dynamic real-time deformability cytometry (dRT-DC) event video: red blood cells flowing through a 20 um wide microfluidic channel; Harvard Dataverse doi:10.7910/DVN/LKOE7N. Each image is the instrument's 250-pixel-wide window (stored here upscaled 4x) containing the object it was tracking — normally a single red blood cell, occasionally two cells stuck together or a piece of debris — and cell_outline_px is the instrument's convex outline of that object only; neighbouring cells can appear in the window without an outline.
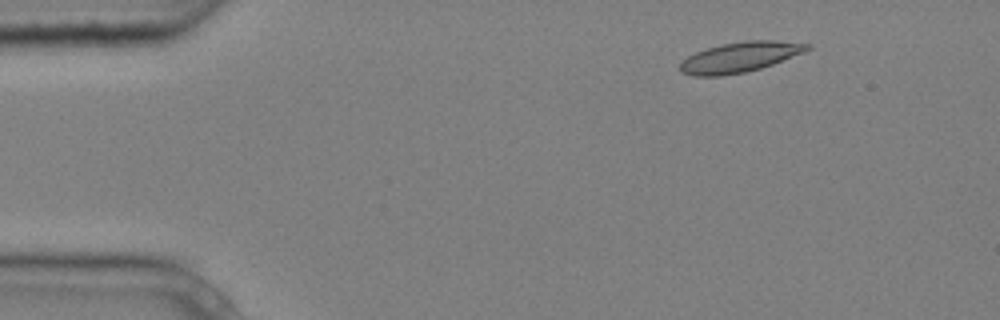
{"species": "common noctule bat (a hibernating species)", "species_latin": "Nyctalus noctula", "temperature_condition": "cold", "stored_images_in_passage": 7, "camera_frame_rate_fps": 3000, "um_per_image_px": 0.085, "animal": {"sex": "male", "body_mass_g": 20.4}, "frame": {"image": 1, "passage_image": 2, "time_ms": 0.333, "image_size_px": [1000, 320], "cell_outline_px": [[812, 48], [804, 52], [772, 64], [760, 68], [744, 72], [720, 76], [692, 76], [680, 72], [680, 60], [696, 52], [720, 44], [744, 40], [776, 40], [812, 44]], "centroid_in_image_um": [62.87, 4.85], "position_along_channel_um": 22.1, "area_um2": 22.48}}
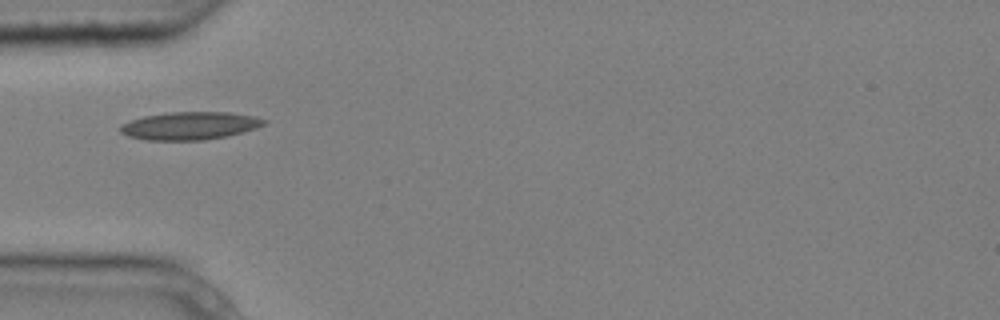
{"frame": {"image": 2, "passage_image": 5, "time_ms": 1.333, "image_size_px": [1000, 320], "cell_outline_px": [[268, 120], [264, 124], [256, 128], [228, 136], [204, 140], [144, 140], [128, 136], [120, 132], [120, 124], [144, 116], [168, 112], [228, 112], [256, 116]], "centroid_in_image_um": [16.14, 10.69], "position_along_channel_um": 68.9, "area_um2": 23.41}}
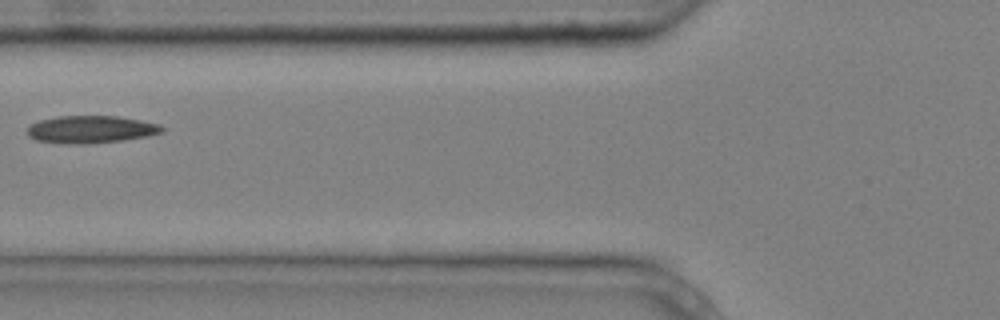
{"frame": {"image": 3, "passage_image": 6, "time_ms": 1.667, "image_size_px": [1000, 320], "cell_outline_px": [[164, 132], [148, 136], [124, 140], [88, 144], [64, 144], [36, 140], [28, 136], [28, 128], [32, 124], [40, 120], [56, 116], [116, 116], [140, 120], [160, 124], [164, 128]], "centroid_in_image_um": [7.74, 11.01], "position_along_channel_um": 118.1, "area_um2": 21.68}}